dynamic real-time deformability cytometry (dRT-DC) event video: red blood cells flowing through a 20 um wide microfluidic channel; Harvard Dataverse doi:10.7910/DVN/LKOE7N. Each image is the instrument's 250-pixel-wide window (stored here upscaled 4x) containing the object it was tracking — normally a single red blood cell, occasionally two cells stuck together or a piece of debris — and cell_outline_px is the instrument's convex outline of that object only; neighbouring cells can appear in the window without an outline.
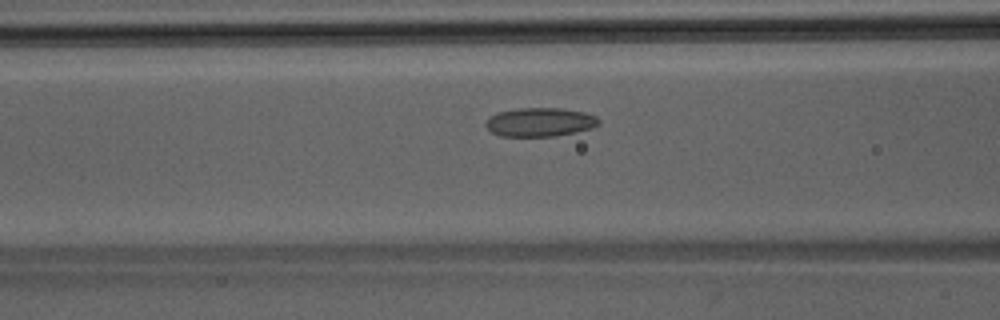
{"species": "Egyptian fruit bat (a non-hibernating species)", "species_latin": "Rousettus aegyptiacus", "temperature_condition": "room temperature", "stored_images_in_passage": 40, "camera_frame_rate_fps": 3000, "um_per_image_px": 0.085, "animal": {"sex": "male"}, "frame": {"image": 1, "passage_image": 12, "time_ms": 3.667, "image_size_px": [1000, 320], "cell_outline_px": [[600, 124], [592, 128], [576, 132], [556, 136], [500, 136], [492, 132], [484, 124], [488, 116], [500, 112], [516, 108], [560, 108], [584, 112], [596, 116], [600, 120]], "centroid_in_image_um": [45.9, 10.38], "position_along_channel_um": 120.7, "area_um2": 19.07}}
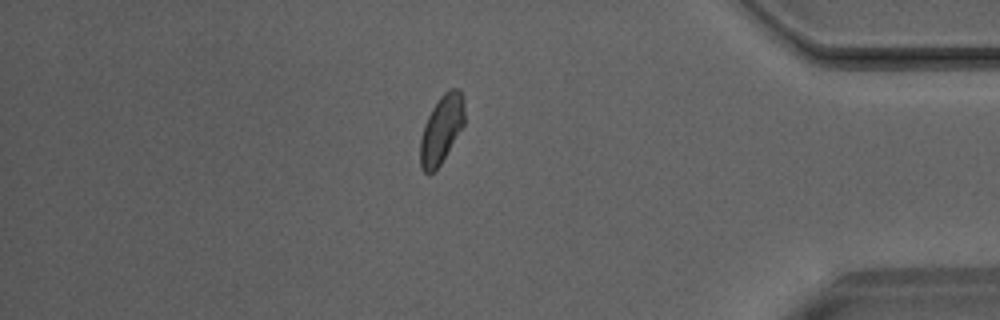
{"frame": {"image": 2, "passage_image": 33, "time_ms": 10.667, "image_size_px": [1000, 320], "cell_outline_px": [[464, 124], [440, 164], [428, 176], [420, 168], [420, 140], [424, 124], [432, 108], [440, 96], [448, 88], [460, 88], [464, 100]], "centroid_in_image_um": [37.52, 10.97], "position_along_channel_um": 397.7, "area_um2": 17.57}}
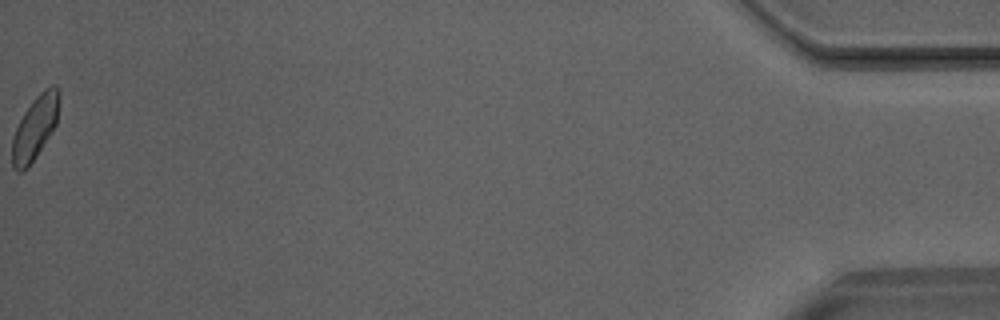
{"frame": {"image": 3, "passage_image": 40, "time_ms": 13.0, "image_size_px": [1000, 320], "cell_outline_px": [[60, 96], [56, 124], [36, 156], [28, 168], [20, 172], [16, 172], [12, 168], [12, 140], [16, 128], [24, 112], [32, 100], [44, 88], [52, 84], [56, 84], [60, 88]], "centroid_in_image_um": [2.98, 10.82], "position_along_channel_um": 432.2, "area_um2": 17.51}}